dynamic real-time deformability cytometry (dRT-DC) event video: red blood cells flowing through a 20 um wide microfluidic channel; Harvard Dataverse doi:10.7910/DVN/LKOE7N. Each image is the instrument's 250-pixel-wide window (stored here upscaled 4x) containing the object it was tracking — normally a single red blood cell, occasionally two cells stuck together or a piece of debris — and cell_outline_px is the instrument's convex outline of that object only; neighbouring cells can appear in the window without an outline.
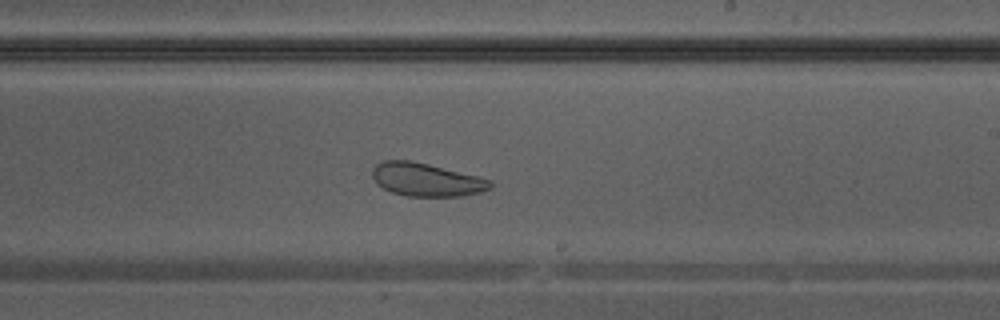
{"species": "Egyptian fruit bat (a non-hibernating species)", "species_latin": "Rousettus aegyptiacus", "temperature_condition": "warm", "stored_images_in_passage": 38, "camera_frame_rate_fps": 3000, "um_per_image_px": 0.085, "animal": {"sex": "male"}, "frame": {"image": 1, "passage_image": 22, "time_ms": 7.0, "image_size_px": [1000, 320], "cell_outline_px": [[492, 188], [480, 192], [464, 196], [408, 196], [392, 192], [384, 188], [372, 176], [372, 168], [376, 164], [384, 160], [408, 160], [428, 164], [480, 176], [492, 180]], "centroid_in_image_um": [36.29, 15.27], "position_along_channel_um": 252.7, "area_um2": 22.77}}
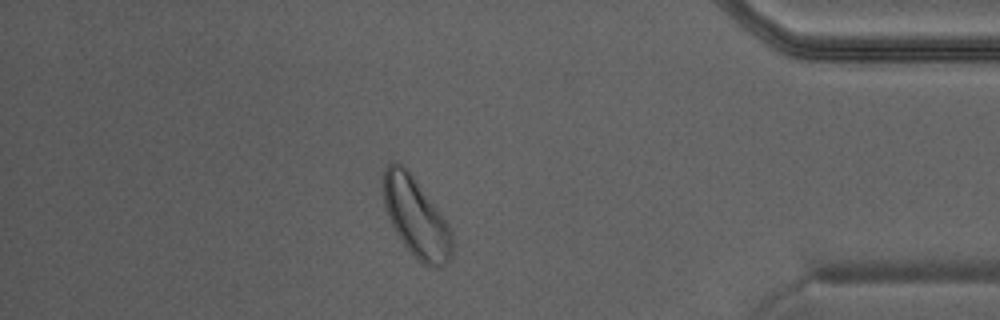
{"frame": {"image": 2, "passage_image": 33, "time_ms": 10.667, "image_size_px": [1000, 320], "cell_outline_px": [[452, 256], [448, 264], [436, 268], [428, 268], [404, 244], [396, 232], [388, 216], [384, 204], [384, 168], [392, 160], [396, 160], [408, 168], [440, 212], [448, 224], [452, 232]], "centroid_in_image_um": [35.38, 18.45], "position_along_channel_um": 399.8, "area_um2": 31.79}}